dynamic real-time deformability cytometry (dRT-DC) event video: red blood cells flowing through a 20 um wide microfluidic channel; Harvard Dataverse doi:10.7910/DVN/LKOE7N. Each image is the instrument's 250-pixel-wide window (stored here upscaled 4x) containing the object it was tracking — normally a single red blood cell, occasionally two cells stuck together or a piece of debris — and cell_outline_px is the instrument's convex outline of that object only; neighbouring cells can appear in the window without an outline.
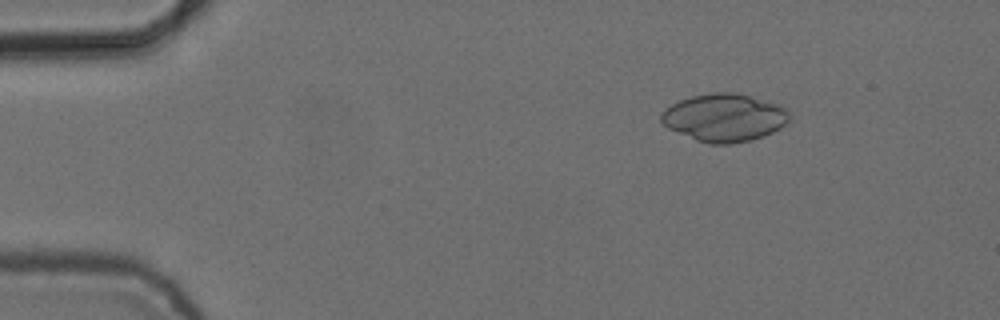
{"species": "common noctule bat (a hibernating species)", "species_latin": "Nyctalus noctula", "temperature_condition": "cold", "stored_images_in_passage": 5, "camera_frame_rate_fps": 3000, "um_per_image_px": 0.085, "animal": {"sex": "female", "body_mass_g": 24.6, "forearm_length_mm": 56.2}, "frame": {"image": 1, "passage_image": 3, "time_ms": 0.667, "image_size_px": [1000, 320], "cell_outline_px": [[792, 112], [788, 120], [780, 128], [764, 136], [732, 144], [708, 144], [696, 140], [668, 128], [660, 120], [660, 116], [672, 104], [680, 100], [692, 96], [712, 92], [732, 92], [780, 104], [788, 108]], "centroid_in_image_um": [61.6, 10.0], "position_along_channel_um": 23.4, "area_um2": 35.6}}